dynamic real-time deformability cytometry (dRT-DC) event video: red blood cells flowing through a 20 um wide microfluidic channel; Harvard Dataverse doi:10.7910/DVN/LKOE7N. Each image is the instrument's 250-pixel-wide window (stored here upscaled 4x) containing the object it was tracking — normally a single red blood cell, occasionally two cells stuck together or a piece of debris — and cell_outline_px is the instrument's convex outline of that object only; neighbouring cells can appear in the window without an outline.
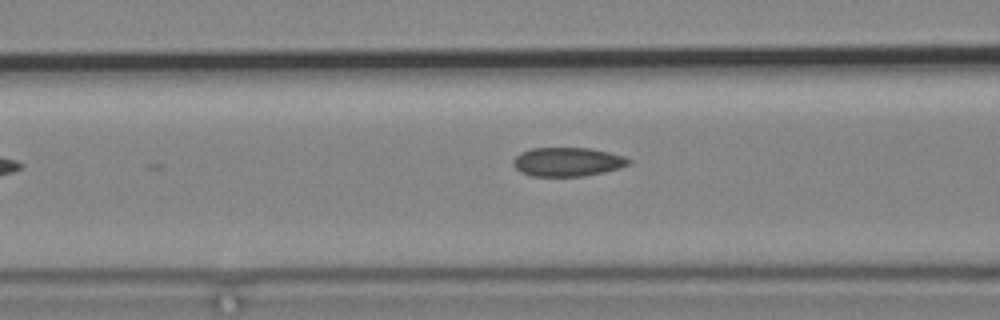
{"species": "common noctule bat (a hibernating species)", "species_latin": "Nyctalus noctula", "temperature_condition": "cold", "stored_images_in_passage": 7, "camera_frame_rate_fps": 3000, "um_per_image_px": 0.085, "animal": {"sex": "male", "body_mass_g": 19.2, "forearm_length_mm": 51.8}, "frame": {"image": 1, "passage_image": 7, "time_ms": 7.0, "image_size_px": [1000, 320], "cell_outline_px": [[632, 164], [620, 168], [604, 172], [584, 176], [532, 176], [520, 172], [512, 164], [512, 160], [520, 152], [532, 148], [592, 148], [624, 156], [632, 160]], "centroid_in_image_um": [48.25, 13.76], "position_along_channel_um": 118.3, "area_um2": 19.65}}